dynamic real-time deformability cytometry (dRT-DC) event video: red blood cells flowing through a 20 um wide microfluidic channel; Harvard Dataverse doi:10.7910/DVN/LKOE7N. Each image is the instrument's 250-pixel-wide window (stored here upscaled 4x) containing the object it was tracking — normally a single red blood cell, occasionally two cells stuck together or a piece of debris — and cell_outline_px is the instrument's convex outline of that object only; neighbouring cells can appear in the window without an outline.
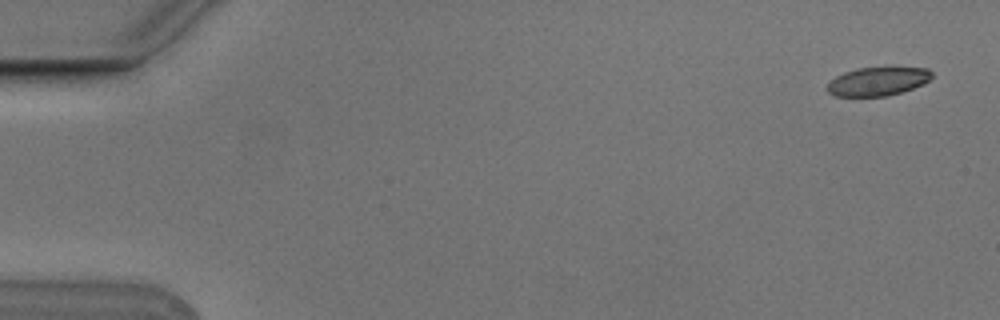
{"species": "Egyptian fruit bat (a non-hibernating species)", "species_latin": "Rousettus aegyptiacus", "temperature_condition": "cold", "stored_images_in_passage": 3, "camera_frame_rate_fps": 3000, "um_per_image_px": 0.085, "animal": {"sex": "male"}, "frame": {"image": 1, "passage_image": 1, "time_ms": 0.0, "image_size_px": [1000, 320], "cell_outline_px": [[932, 76], [924, 84], [888, 96], [836, 96], [828, 92], [828, 80], [844, 72], [856, 68], [928, 68], [932, 72]], "centroid_in_image_um": [74.58, 6.92], "position_along_channel_um": 10.4, "area_um2": 17.28}}